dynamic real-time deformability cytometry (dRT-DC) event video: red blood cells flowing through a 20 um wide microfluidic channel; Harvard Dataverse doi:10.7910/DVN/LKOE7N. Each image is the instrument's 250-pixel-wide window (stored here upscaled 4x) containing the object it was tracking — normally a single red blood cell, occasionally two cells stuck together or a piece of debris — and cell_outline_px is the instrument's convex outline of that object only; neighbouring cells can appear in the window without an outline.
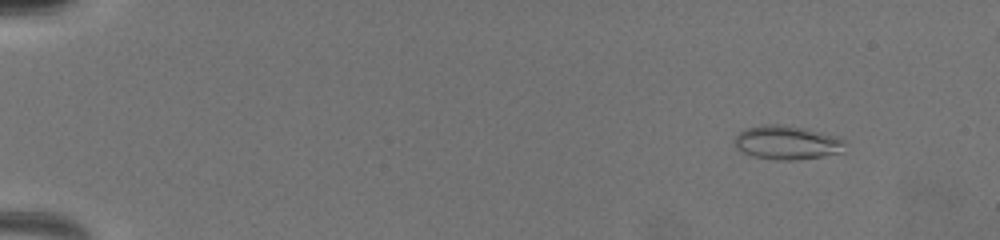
{"species": "common noctule bat (a hibernating species)", "species_latin": "Nyctalus noctula", "temperature_condition": "warm", "stored_images_in_passage": 17, "camera_frame_rate_fps": 3000, "um_per_image_px": 0.085, "animal": {"sex": "female", "body_mass_g": 19.5, "forearm_length_mm": 54.1}, "frame": {"image": 1, "passage_image": 1, "time_ms": 0.0, "image_size_px": [1000, 240], "cell_outline_px": [[844, 152], [796, 160], [776, 160], [752, 156], [740, 152], [736, 148], [736, 136], [744, 128], [764, 124], [776, 124], [800, 128], [836, 136], [844, 140]], "centroid_in_image_um": [66.85, 12.13], "position_along_channel_um": 18.1, "area_um2": 21.56}}
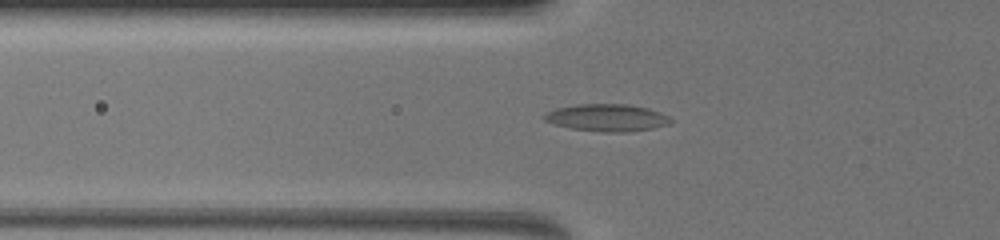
{"frame": {"image": 2, "passage_image": 12, "time_ms": 5.0, "image_size_px": [1000, 240], "cell_outline_px": [[672, 120], [668, 124], [652, 128], [628, 132], [600, 132], [572, 128], [556, 124], [544, 120], [540, 116], [556, 108], [580, 104], [628, 104], [648, 108], [660, 112], [668, 116]], "centroid_in_image_um": [51.59, 10.0], "position_along_channel_um": 74.2, "area_um2": 19.94}}
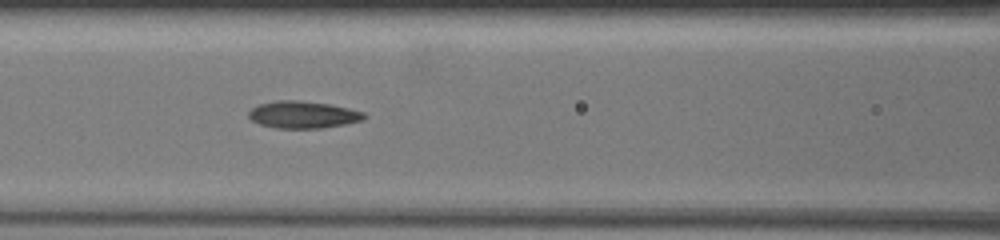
{"frame": {"image": 3, "passage_image": 15, "time_ms": 6.667, "image_size_px": [1000, 240], "cell_outline_px": [[368, 116], [364, 120], [324, 128], [276, 128], [260, 124], [252, 120], [248, 116], [248, 112], [252, 108], [260, 104], [276, 100], [300, 100], [328, 104], [348, 108], [364, 112]], "centroid_in_image_um": [25.77, 9.75], "position_along_channel_um": 140.8, "area_um2": 18.26}}